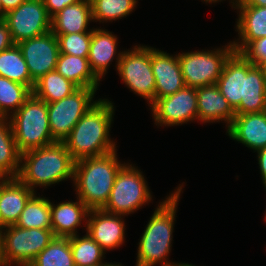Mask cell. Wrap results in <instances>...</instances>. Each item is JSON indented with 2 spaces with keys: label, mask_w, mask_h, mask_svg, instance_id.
Listing matches in <instances>:
<instances>
[{
  "label": "cell",
  "mask_w": 266,
  "mask_h": 266,
  "mask_svg": "<svg viewBox=\"0 0 266 266\" xmlns=\"http://www.w3.org/2000/svg\"><path fill=\"white\" fill-rule=\"evenodd\" d=\"M220 93L235 114L266 111V82L261 69L234 52L217 80Z\"/></svg>",
  "instance_id": "obj_1"
},
{
  "label": "cell",
  "mask_w": 266,
  "mask_h": 266,
  "mask_svg": "<svg viewBox=\"0 0 266 266\" xmlns=\"http://www.w3.org/2000/svg\"><path fill=\"white\" fill-rule=\"evenodd\" d=\"M114 109L112 101L100 98L76 123L63 141L75 161L116 150V142L110 138Z\"/></svg>",
  "instance_id": "obj_2"
},
{
  "label": "cell",
  "mask_w": 266,
  "mask_h": 266,
  "mask_svg": "<svg viewBox=\"0 0 266 266\" xmlns=\"http://www.w3.org/2000/svg\"><path fill=\"white\" fill-rule=\"evenodd\" d=\"M183 183L175 188L174 192L160 201L150 217L137 249L136 266H176L178 263L170 262L173 241V229L178 202L183 190ZM168 257V258H167Z\"/></svg>",
  "instance_id": "obj_3"
},
{
  "label": "cell",
  "mask_w": 266,
  "mask_h": 266,
  "mask_svg": "<svg viewBox=\"0 0 266 266\" xmlns=\"http://www.w3.org/2000/svg\"><path fill=\"white\" fill-rule=\"evenodd\" d=\"M75 160L64 142H54L45 147L21 154L17 178L32 191L39 186L48 187L67 179L73 181Z\"/></svg>",
  "instance_id": "obj_4"
},
{
  "label": "cell",
  "mask_w": 266,
  "mask_h": 266,
  "mask_svg": "<svg viewBox=\"0 0 266 266\" xmlns=\"http://www.w3.org/2000/svg\"><path fill=\"white\" fill-rule=\"evenodd\" d=\"M117 156L115 150L102 156L75 161V194L90 210L102 209L107 203L116 174L125 164Z\"/></svg>",
  "instance_id": "obj_5"
},
{
  "label": "cell",
  "mask_w": 266,
  "mask_h": 266,
  "mask_svg": "<svg viewBox=\"0 0 266 266\" xmlns=\"http://www.w3.org/2000/svg\"><path fill=\"white\" fill-rule=\"evenodd\" d=\"M9 120L21 154L56 142L49 127L47 102L33 93Z\"/></svg>",
  "instance_id": "obj_6"
},
{
  "label": "cell",
  "mask_w": 266,
  "mask_h": 266,
  "mask_svg": "<svg viewBox=\"0 0 266 266\" xmlns=\"http://www.w3.org/2000/svg\"><path fill=\"white\" fill-rule=\"evenodd\" d=\"M54 237L52 229L5 226L0 232L2 266H29Z\"/></svg>",
  "instance_id": "obj_7"
},
{
  "label": "cell",
  "mask_w": 266,
  "mask_h": 266,
  "mask_svg": "<svg viewBox=\"0 0 266 266\" xmlns=\"http://www.w3.org/2000/svg\"><path fill=\"white\" fill-rule=\"evenodd\" d=\"M143 172L136 166L125 163L116 174L109 199L103 211L128 216L149 204L152 200Z\"/></svg>",
  "instance_id": "obj_8"
},
{
  "label": "cell",
  "mask_w": 266,
  "mask_h": 266,
  "mask_svg": "<svg viewBox=\"0 0 266 266\" xmlns=\"http://www.w3.org/2000/svg\"><path fill=\"white\" fill-rule=\"evenodd\" d=\"M234 52L230 41L217 49L178 53L185 86L199 88L216 84L225 62Z\"/></svg>",
  "instance_id": "obj_9"
},
{
  "label": "cell",
  "mask_w": 266,
  "mask_h": 266,
  "mask_svg": "<svg viewBox=\"0 0 266 266\" xmlns=\"http://www.w3.org/2000/svg\"><path fill=\"white\" fill-rule=\"evenodd\" d=\"M98 88H78L67 97L47 103L48 121L52 138L63 142L82 116L94 106Z\"/></svg>",
  "instance_id": "obj_10"
},
{
  "label": "cell",
  "mask_w": 266,
  "mask_h": 266,
  "mask_svg": "<svg viewBox=\"0 0 266 266\" xmlns=\"http://www.w3.org/2000/svg\"><path fill=\"white\" fill-rule=\"evenodd\" d=\"M123 51L117 73L134 94L147 100L150 106L155 101V76L151 67V47L135 45Z\"/></svg>",
  "instance_id": "obj_11"
},
{
  "label": "cell",
  "mask_w": 266,
  "mask_h": 266,
  "mask_svg": "<svg viewBox=\"0 0 266 266\" xmlns=\"http://www.w3.org/2000/svg\"><path fill=\"white\" fill-rule=\"evenodd\" d=\"M3 20L15 44L51 31V17L42 0H25L6 13Z\"/></svg>",
  "instance_id": "obj_12"
},
{
  "label": "cell",
  "mask_w": 266,
  "mask_h": 266,
  "mask_svg": "<svg viewBox=\"0 0 266 266\" xmlns=\"http://www.w3.org/2000/svg\"><path fill=\"white\" fill-rule=\"evenodd\" d=\"M156 126H180L198 120L197 88L184 86L172 95L158 98L150 105Z\"/></svg>",
  "instance_id": "obj_13"
},
{
  "label": "cell",
  "mask_w": 266,
  "mask_h": 266,
  "mask_svg": "<svg viewBox=\"0 0 266 266\" xmlns=\"http://www.w3.org/2000/svg\"><path fill=\"white\" fill-rule=\"evenodd\" d=\"M17 45L34 82L56 69L60 50L58 39L52 31L21 41Z\"/></svg>",
  "instance_id": "obj_14"
},
{
  "label": "cell",
  "mask_w": 266,
  "mask_h": 266,
  "mask_svg": "<svg viewBox=\"0 0 266 266\" xmlns=\"http://www.w3.org/2000/svg\"><path fill=\"white\" fill-rule=\"evenodd\" d=\"M123 218V215L110 214L102 209H91L85 222V232L105 253L106 250L117 249L124 243L126 236Z\"/></svg>",
  "instance_id": "obj_15"
},
{
  "label": "cell",
  "mask_w": 266,
  "mask_h": 266,
  "mask_svg": "<svg viewBox=\"0 0 266 266\" xmlns=\"http://www.w3.org/2000/svg\"><path fill=\"white\" fill-rule=\"evenodd\" d=\"M151 67L155 76V100L174 94L185 86L178 54L151 47Z\"/></svg>",
  "instance_id": "obj_16"
},
{
  "label": "cell",
  "mask_w": 266,
  "mask_h": 266,
  "mask_svg": "<svg viewBox=\"0 0 266 266\" xmlns=\"http://www.w3.org/2000/svg\"><path fill=\"white\" fill-rule=\"evenodd\" d=\"M112 33L103 28H93L92 30L88 61L91 71L100 81H102L101 78L105 77L110 64L115 59L117 62L115 67L118 69L123 54V51L117 52L118 38Z\"/></svg>",
  "instance_id": "obj_17"
},
{
  "label": "cell",
  "mask_w": 266,
  "mask_h": 266,
  "mask_svg": "<svg viewBox=\"0 0 266 266\" xmlns=\"http://www.w3.org/2000/svg\"><path fill=\"white\" fill-rule=\"evenodd\" d=\"M226 132L232 140L257 152L266 147V111L236 114Z\"/></svg>",
  "instance_id": "obj_18"
},
{
  "label": "cell",
  "mask_w": 266,
  "mask_h": 266,
  "mask_svg": "<svg viewBox=\"0 0 266 266\" xmlns=\"http://www.w3.org/2000/svg\"><path fill=\"white\" fill-rule=\"evenodd\" d=\"M197 111L201 123L224 121L226 129L236 115L216 84L197 88Z\"/></svg>",
  "instance_id": "obj_19"
},
{
  "label": "cell",
  "mask_w": 266,
  "mask_h": 266,
  "mask_svg": "<svg viewBox=\"0 0 266 266\" xmlns=\"http://www.w3.org/2000/svg\"><path fill=\"white\" fill-rule=\"evenodd\" d=\"M36 192L18 178H0V213L5 226L15 225L28 200Z\"/></svg>",
  "instance_id": "obj_20"
},
{
  "label": "cell",
  "mask_w": 266,
  "mask_h": 266,
  "mask_svg": "<svg viewBox=\"0 0 266 266\" xmlns=\"http://www.w3.org/2000/svg\"><path fill=\"white\" fill-rule=\"evenodd\" d=\"M236 31L239 38L232 41L236 53L250 42L266 37V7L240 4L237 8Z\"/></svg>",
  "instance_id": "obj_21"
},
{
  "label": "cell",
  "mask_w": 266,
  "mask_h": 266,
  "mask_svg": "<svg viewBox=\"0 0 266 266\" xmlns=\"http://www.w3.org/2000/svg\"><path fill=\"white\" fill-rule=\"evenodd\" d=\"M52 232L55 237L69 238L77 235V227L87 221L89 208L77 197V201L53 204L50 201Z\"/></svg>",
  "instance_id": "obj_22"
},
{
  "label": "cell",
  "mask_w": 266,
  "mask_h": 266,
  "mask_svg": "<svg viewBox=\"0 0 266 266\" xmlns=\"http://www.w3.org/2000/svg\"><path fill=\"white\" fill-rule=\"evenodd\" d=\"M91 21L93 22L90 0H80L51 17V31L55 35L92 32L93 28L87 29Z\"/></svg>",
  "instance_id": "obj_23"
},
{
  "label": "cell",
  "mask_w": 266,
  "mask_h": 266,
  "mask_svg": "<svg viewBox=\"0 0 266 266\" xmlns=\"http://www.w3.org/2000/svg\"><path fill=\"white\" fill-rule=\"evenodd\" d=\"M55 70L79 88H98L100 85L90 69L88 57L60 53Z\"/></svg>",
  "instance_id": "obj_24"
},
{
  "label": "cell",
  "mask_w": 266,
  "mask_h": 266,
  "mask_svg": "<svg viewBox=\"0 0 266 266\" xmlns=\"http://www.w3.org/2000/svg\"><path fill=\"white\" fill-rule=\"evenodd\" d=\"M21 153L14 139L9 118L0 119V178H17Z\"/></svg>",
  "instance_id": "obj_25"
},
{
  "label": "cell",
  "mask_w": 266,
  "mask_h": 266,
  "mask_svg": "<svg viewBox=\"0 0 266 266\" xmlns=\"http://www.w3.org/2000/svg\"><path fill=\"white\" fill-rule=\"evenodd\" d=\"M78 88L72 81L65 79L60 73L53 70L35 82L33 94L37 98L51 103L67 97Z\"/></svg>",
  "instance_id": "obj_26"
},
{
  "label": "cell",
  "mask_w": 266,
  "mask_h": 266,
  "mask_svg": "<svg viewBox=\"0 0 266 266\" xmlns=\"http://www.w3.org/2000/svg\"><path fill=\"white\" fill-rule=\"evenodd\" d=\"M0 76L24 84L32 91L34 89L35 82L31 79L28 66L17 44L0 52Z\"/></svg>",
  "instance_id": "obj_27"
},
{
  "label": "cell",
  "mask_w": 266,
  "mask_h": 266,
  "mask_svg": "<svg viewBox=\"0 0 266 266\" xmlns=\"http://www.w3.org/2000/svg\"><path fill=\"white\" fill-rule=\"evenodd\" d=\"M15 225L25 229H51L50 200L40 195L37 197L35 193L26 203Z\"/></svg>",
  "instance_id": "obj_28"
},
{
  "label": "cell",
  "mask_w": 266,
  "mask_h": 266,
  "mask_svg": "<svg viewBox=\"0 0 266 266\" xmlns=\"http://www.w3.org/2000/svg\"><path fill=\"white\" fill-rule=\"evenodd\" d=\"M32 93L28 86L0 76V116L10 118Z\"/></svg>",
  "instance_id": "obj_29"
},
{
  "label": "cell",
  "mask_w": 266,
  "mask_h": 266,
  "mask_svg": "<svg viewBox=\"0 0 266 266\" xmlns=\"http://www.w3.org/2000/svg\"><path fill=\"white\" fill-rule=\"evenodd\" d=\"M69 242L75 266H98L105 263L103 259L106 253L87 232L83 237L78 234L69 237Z\"/></svg>",
  "instance_id": "obj_30"
},
{
  "label": "cell",
  "mask_w": 266,
  "mask_h": 266,
  "mask_svg": "<svg viewBox=\"0 0 266 266\" xmlns=\"http://www.w3.org/2000/svg\"><path fill=\"white\" fill-rule=\"evenodd\" d=\"M29 266H75L69 238L54 237Z\"/></svg>",
  "instance_id": "obj_31"
},
{
  "label": "cell",
  "mask_w": 266,
  "mask_h": 266,
  "mask_svg": "<svg viewBox=\"0 0 266 266\" xmlns=\"http://www.w3.org/2000/svg\"><path fill=\"white\" fill-rule=\"evenodd\" d=\"M93 22H113L127 17L137 7L138 0H90Z\"/></svg>",
  "instance_id": "obj_32"
},
{
  "label": "cell",
  "mask_w": 266,
  "mask_h": 266,
  "mask_svg": "<svg viewBox=\"0 0 266 266\" xmlns=\"http://www.w3.org/2000/svg\"><path fill=\"white\" fill-rule=\"evenodd\" d=\"M62 54L88 57L92 32L55 35Z\"/></svg>",
  "instance_id": "obj_33"
},
{
  "label": "cell",
  "mask_w": 266,
  "mask_h": 266,
  "mask_svg": "<svg viewBox=\"0 0 266 266\" xmlns=\"http://www.w3.org/2000/svg\"><path fill=\"white\" fill-rule=\"evenodd\" d=\"M240 54L253 65L266 61V37L250 42Z\"/></svg>",
  "instance_id": "obj_34"
},
{
  "label": "cell",
  "mask_w": 266,
  "mask_h": 266,
  "mask_svg": "<svg viewBox=\"0 0 266 266\" xmlns=\"http://www.w3.org/2000/svg\"><path fill=\"white\" fill-rule=\"evenodd\" d=\"M50 17L61 11L64 7L72 5L80 0H42Z\"/></svg>",
  "instance_id": "obj_35"
},
{
  "label": "cell",
  "mask_w": 266,
  "mask_h": 266,
  "mask_svg": "<svg viewBox=\"0 0 266 266\" xmlns=\"http://www.w3.org/2000/svg\"><path fill=\"white\" fill-rule=\"evenodd\" d=\"M14 44L7 23L3 19H0V52L10 48Z\"/></svg>",
  "instance_id": "obj_36"
},
{
  "label": "cell",
  "mask_w": 266,
  "mask_h": 266,
  "mask_svg": "<svg viewBox=\"0 0 266 266\" xmlns=\"http://www.w3.org/2000/svg\"><path fill=\"white\" fill-rule=\"evenodd\" d=\"M257 159L261 174V179L264 184V187H266V147L258 150L257 152Z\"/></svg>",
  "instance_id": "obj_37"
},
{
  "label": "cell",
  "mask_w": 266,
  "mask_h": 266,
  "mask_svg": "<svg viewBox=\"0 0 266 266\" xmlns=\"http://www.w3.org/2000/svg\"><path fill=\"white\" fill-rule=\"evenodd\" d=\"M25 0H1L2 8H3V18L6 13L9 11L16 9L19 5H21Z\"/></svg>",
  "instance_id": "obj_38"
},
{
  "label": "cell",
  "mask_w": 266,
  "mask_h": 266,
  "mask_svg": "<svg viewBox=\"0 0 266 266\" xmlns=\"http://www.w3.org/2000/svg\"><path fill=\"white\" fill-rule=\"evenodd\" d=\"M241 4L266 7V0H243Z\"/></svg>",
  "instance_id": "obj_39"
},
{
  "label": "cell",
  "mask_w": 266,
  "mask_h": 266,
  "mask_svg": "<svg viewBox=\"0 0 266 266\" xmlns=\"http://www.w3.org/2000/svg\"><path fill=\"white\" fill-rule=\"evenodd\" d=\"M221 2L222 0H205V3H210V4H212V3H216V2ZM242 1L243 0H231L230 1V3H232L231 5V7H232V9L234 8V10L235 9H237L238 8V6L242 3Z\"/></svg>",
  "instance_id": "obj_40"
},
{
  "label": "cell",
  "mask_w": 266,
  "mask_h": 266,
  "mask_svg": "<svg viewBox=\"0 0 266 266\" xmlns=\"http://www.w3.org/2000/svg\"><path fill=\"white\" fill-rule=\"evenodd\" d=\"M258 67L261 69L262 73H263V77L265 79L266 82V61L265 62H261Z\"/></svg>",
  "instance_id": "obj_41"
},
{
  "label": "cell",
  "mask_w": 266,
  "mask_h": 266,
  "mask_svg": "<svg viewBox=\"0 0 266 266\" xmlns=\"http://www.w3.org/2000/svg\"><path fill=\"white\" fill-rule=\"evenodd\" d=\"M102 266H123V265H121L120 263H107V262H105L104 264H102Z\"/></svg>",
  "instance_id": "obj_42"
},
{
  "label": "cell",
  "mask_w": 266,
  "mask_h": 266,
  "mask_svg": "<svg viewBox=\"0 0 266 266\" xmlns=\"http://www.w3.org/2000/svg\"><path fill=\"white\" fill-rule=\"evenodd\" d=\"M0 19H3V8H2L1 0H0Z\"/></svg>",
  "instance_id": "obj_43"
},
{
  "label": "cell",
  "mask_w": 266,
  "mask_h": 266,
  "mask_svg": "<svg viewBox=\"0 0 266 266\" xmlns=\"http://www.w3.org/2000/svg\"><path fill=\"white\" fill-rule=\"evenodd\" d=\"M176 266H195V265L188 263H178Z\"/></svg>",
  "instance_id": "obj_44"
},
{
  "label": "cell",
  "mask_w": 266,
  "mask_h": 266,
  "mask_svg": "<svg viewBox=\"0 0 266 266\" xmlns=\"http://www.w3.org/2000/svg\"><path fill=\"white\" fill-rule=\"evenodd\" d=\"M4 227L5 225L2 223L1 213H0V232L3 230Z\"/></svg>",
  "instance_id": "obj_45"
}]
</instances>
